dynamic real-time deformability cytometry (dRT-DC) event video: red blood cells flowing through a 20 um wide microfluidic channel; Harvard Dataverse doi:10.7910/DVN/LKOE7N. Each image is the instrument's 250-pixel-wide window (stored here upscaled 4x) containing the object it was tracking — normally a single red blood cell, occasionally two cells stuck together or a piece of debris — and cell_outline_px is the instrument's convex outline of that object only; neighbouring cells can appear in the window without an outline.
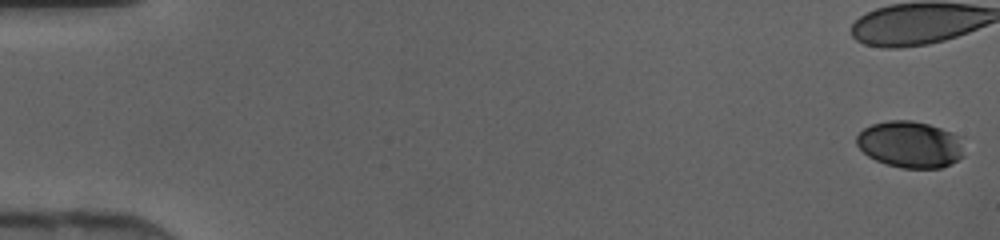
{"species": "human", "species_latin": "Homo sapiens", "temperature_condition": "cold", "stored_images_in_passage": 39, "camera_frame_rate_fps": 3000, "um_per_image_px": 0.085, "donor": {"sex": "female"}, "frame": {"image": 1, "passage_image": 1, "time_ms": 0.0, "image_size_px": [1000, 240], "cell_outline_px": [[964, 156], [940, 168], [900, 168], [876, 160], [868, 156], [856, 144], [856, 136], [864, 128], [872, 124], [888, 120], [912, 120], [928, 124], [964, 136]], "centroid_in_image_um": [77.41, 12.26], "position_along_channel_um": 7.6, "area_um2": 29.48}}